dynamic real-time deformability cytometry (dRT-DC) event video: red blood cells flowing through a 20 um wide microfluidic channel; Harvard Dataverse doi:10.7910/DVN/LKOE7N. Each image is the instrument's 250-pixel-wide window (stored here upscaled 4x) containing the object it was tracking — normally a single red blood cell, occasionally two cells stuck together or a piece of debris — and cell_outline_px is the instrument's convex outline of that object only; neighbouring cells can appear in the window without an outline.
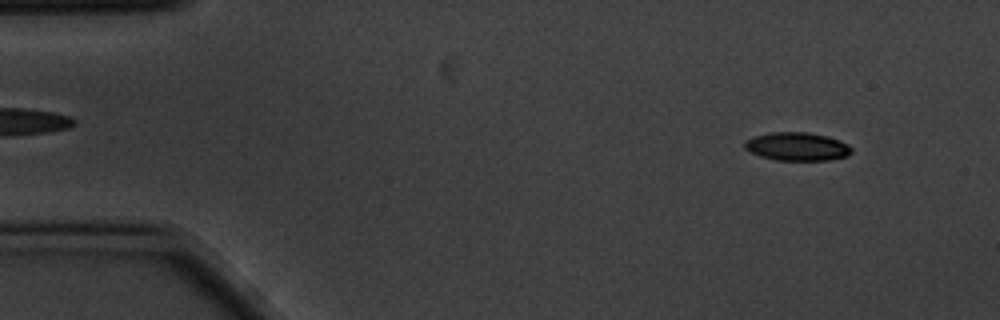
{"species": "common noctule bat (a hibernating species)", "species_latin": "Nyctalus noctula", "temperature_condition": "cold", "stored_images_in_passage": 4, "camera_frame_rate_fps": 3000, "um_per_image_px": 0.085, "animal": {"sex": "male", "body_mass_g": 20.1, "forearm_length_mm": 53.5}, "frame": {"image": 1, "passage_image": 1, "time_ms": 0.0, "image_size_px": [1000, 320], "cell_outline_px": [[852, 152], [848, 156], [828, 160], [776, 160], [760, 156], [744, 148], [744, 140], [752, 136], [772, 132], [808, 132], [828, 136], [840, 140], [848, 144], [852, 148]], "centroid_in_image_um": [67.76, 12.44], "position_along_channel_um": 17.2, "area_um2": 17.8}}
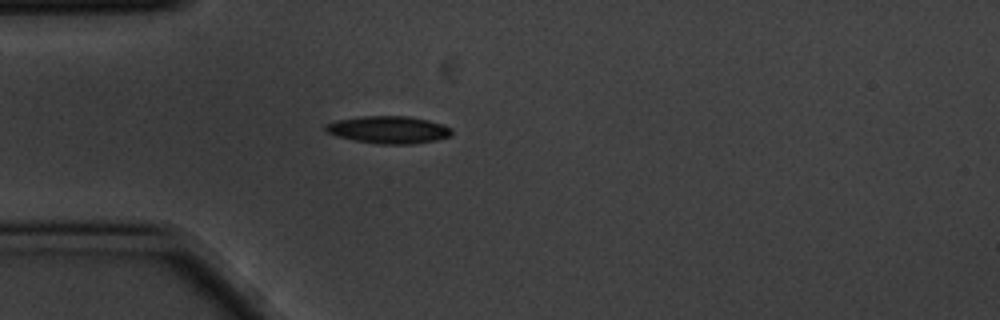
{"frame": {"image": 2, "passage_image": 4, "time_ms": 1.0, "image_size_px": [1000, 320], "cell_outline_px": [[452, 132], [448, 136], [436, 140], [412, 144], [380, 144], [352, 140], [336, 136], [324, 132], [324, 124], [336, 120], [360, 116], [408, 116], [428, 120], [444, 124], [452, 128]], "centroid_in_image_um": [32.98, 11.02], "position_along_channel_um": 52.0, "area_um2": 20.35}}